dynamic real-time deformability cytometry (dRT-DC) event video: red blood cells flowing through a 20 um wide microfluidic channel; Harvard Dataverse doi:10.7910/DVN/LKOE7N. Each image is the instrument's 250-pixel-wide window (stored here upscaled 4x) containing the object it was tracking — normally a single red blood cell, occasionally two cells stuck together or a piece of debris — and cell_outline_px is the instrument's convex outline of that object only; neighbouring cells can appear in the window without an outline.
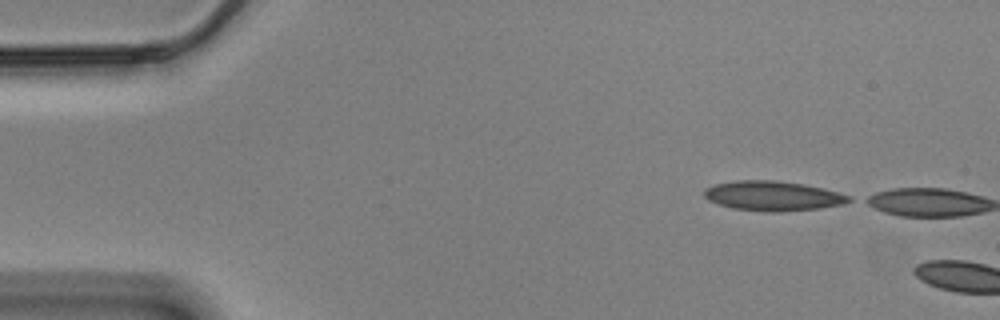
{"species": "Egyptian fruit bat (a non-hibernating species)", "species_latin": "Rousettus aegyptiacus", "temperature_condition": "cold", "stored_images_in_passage": 3, "camera_frame_rate_fps": 3000, "um_per_image_px": 0.085, "animal": {"sex": "male"}, "frame": {"image": 1, "passage_image": 1, "time_ms": 0.0, "image_size_px": [1000, 320], "cell_outline_px": [[852, 200], [844, 204], [820, 208], [780, 212], [764, 212], [732, 208], [708, 200], [704, 196], [704, 188], [716, 184], [736, 180], [776, 180], [804, 184], [824, 188], [852, 196]], "centroid_in_image_um": [65.72, 16.65], "position_along_channel_um": 19.3, "area_um2": 25.26}}